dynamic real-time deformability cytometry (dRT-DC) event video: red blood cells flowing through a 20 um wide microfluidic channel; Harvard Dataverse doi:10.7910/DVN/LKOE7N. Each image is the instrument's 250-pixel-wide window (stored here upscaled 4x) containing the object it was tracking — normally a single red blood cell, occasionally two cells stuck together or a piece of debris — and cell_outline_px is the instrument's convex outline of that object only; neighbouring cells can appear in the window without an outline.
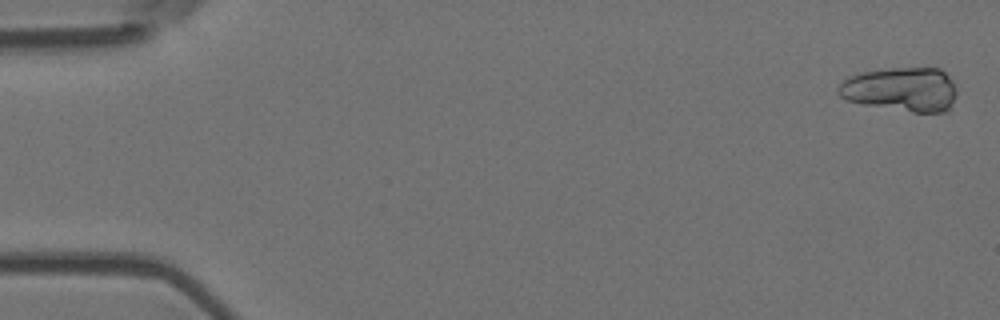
{"species": "Egyptian fruit bat (a non-hibernating species)", "species_latin": "Rousettus aegyptiacus", "temperature_condition": "room temperature", "stored_images_in_passage": 6, "camera_frame_rate_fps": 3000, "um_per_image_px": 0.085, "animal": {"sex": "female"}, "frame": {"image": 1, "passage_image": 1, "time_ms": 0.0, "image_size_px": [1000, 320], "cell_outline_px": [[956, 96], [948, 112], [912, 112], [864, 104], [848, 100], [840, 96], [836, 92], [836, 88], [848, 76], [860, 72], [892, 68], [940, 68], [952, 80], [956, 88]], "centroid_in_image_um": [76.61, 7.59], "position_along_channel_um": 8.4, "area_um2": 30.63}}